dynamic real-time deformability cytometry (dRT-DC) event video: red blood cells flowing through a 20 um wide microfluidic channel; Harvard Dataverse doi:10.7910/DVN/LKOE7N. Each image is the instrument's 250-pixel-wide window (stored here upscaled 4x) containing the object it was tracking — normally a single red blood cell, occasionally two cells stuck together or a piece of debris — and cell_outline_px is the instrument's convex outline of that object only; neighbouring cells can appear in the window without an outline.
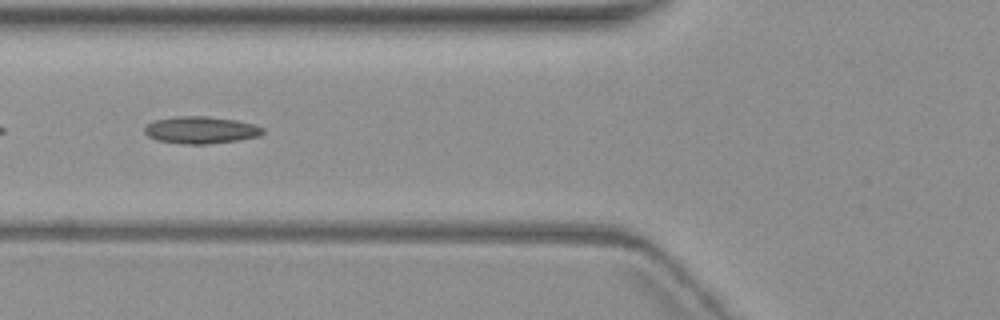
{"species": "common noctule bat (a hibernating species)", "species_latin": "Nyctalus noctula", "temperature_condition": "warm", "stored_images_in_passage": 6, "camera_frame_rate_fps": 3000, "um_per_image_px": 0.085, "animal": {"sex": "female", "body_mass_g": 19.3, "forearm_length_mm": 54.1}, "frame": {"image": 1, "passage_image": 3, "time_ms": 2.667, "image_size_px": [1000, 320], "cell_outline_px": [[264, 132], [260, 136], [236, 140], [208, 144], [180, 144], [156, 140], [148, 136], [144, 132], [144, 128], [152, 120], [176, 116], [208, 116], [236, 120], [252, 124], [264, 128]], "centroid_in_image_um": [17.03, 11.05], "position_along_channel_um": 108.8, "area_um2": 18.79}}
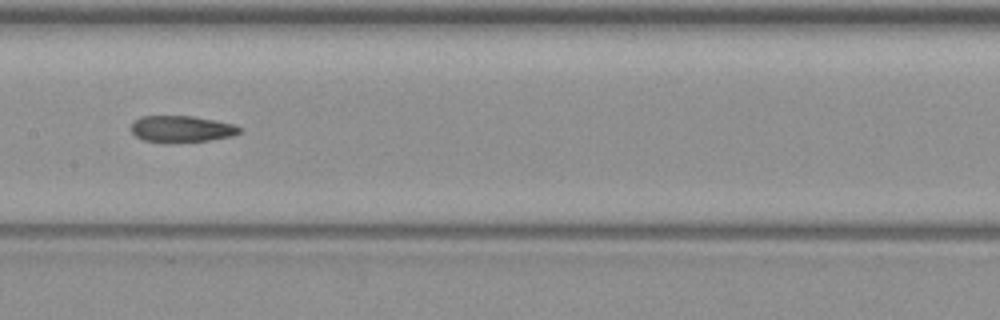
{"frame": {"image": 2, "passage_image": 5, "time_ms": 5.0, "image_size_px": [1000, 320], "cell_outline_px": [[240, 132], [232, 136], [208, 140], [168, 144], [144, 140], [136, 136], [132, 132], [132, 124], [140, 116], [192, 116], [216, 120], [236, 124], [240, 128]], "centroid_in_image_um": [15.44, 10.97], "position_along_channel_um": 192.0, "area_um2": 16.94}}
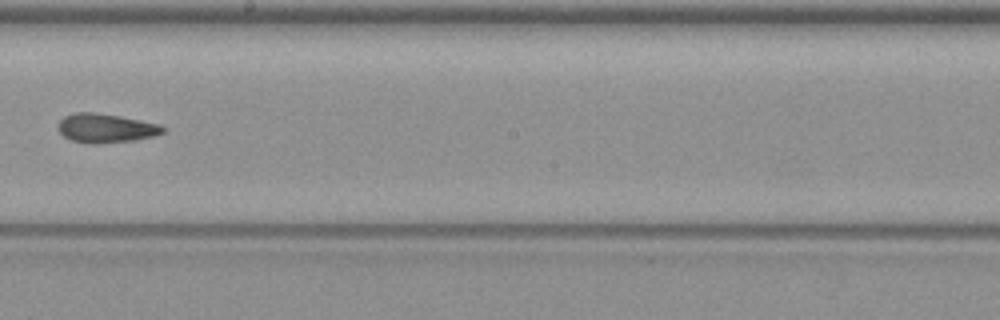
{"frame": {"image": 3, "passage_image": 6, "time_ms": 6.333, "image_size_px": [1000, 320], "cell_outline_px": [[164, 132], [152, 136], [136, 140], [96, 144], [88, 144], [72, 140], [64, 136], [60, 132], [60, 120], [64, 116], [76, 112], [92, 112], [120, 116], [160, 124], [164, 128]], "centroid_in_image_um": [9.0, 10.9], "position_along_channel_um": 239.2, "area_um2": 17.57}}